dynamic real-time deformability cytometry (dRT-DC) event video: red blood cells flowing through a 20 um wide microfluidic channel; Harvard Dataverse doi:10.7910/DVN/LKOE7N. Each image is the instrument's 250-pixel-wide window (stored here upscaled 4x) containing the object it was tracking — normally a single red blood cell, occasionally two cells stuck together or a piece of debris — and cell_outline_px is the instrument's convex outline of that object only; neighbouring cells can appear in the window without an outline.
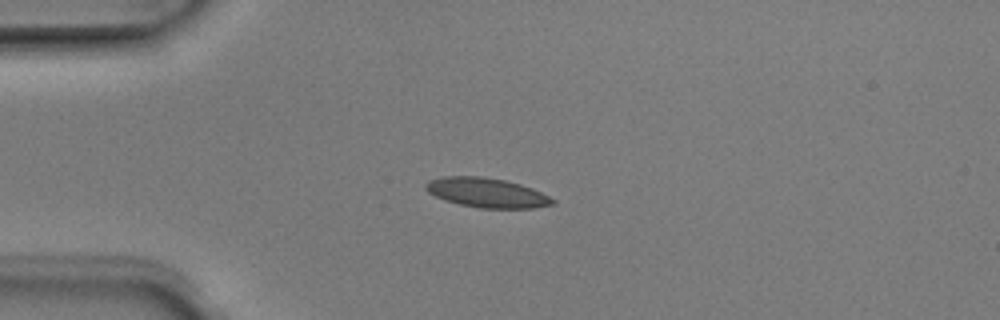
{"species": "Egyptian fruit bat (a non-hibernating species)", "species_latin": "Rousettus aegyptiacus", "temperature_condition": "room temperature", "stored_images_in_passage": 3, "camera_frame_rate_fps": 3000, "um_per_image_px": 0.085, "animal": {"sex": "male"}, "frame": {"image": 1, "passage_image": 1, "time_ms": 0.0, "image_size_px": [1000, 320], "cell_outline_px": [[556, 204], [532, 208], [480, 208], [460, 204], [444, 200], [428, 192], [424, 188], [424, 184], [428, 180], [444, 176], [480, 176], [504, 180], [520, 184], [532, 188], [556, 200]], "centroid_in_image_um": [41.36, 16.38], "position_along_channel_um": 43.6, "area_um2": 21.85}}
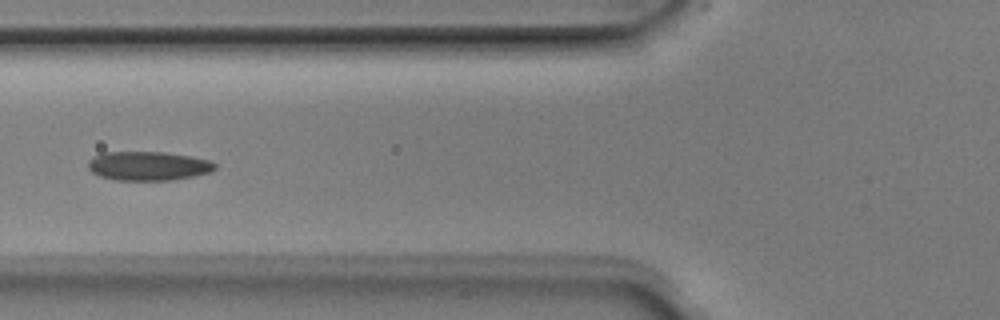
{"frame": {"image": 2, "passage_image": 3, "time_ms": 0.667, "image_size_px": [1000, 320], "cell_outline_px": [[216, 168], [212, 172], [172, 180], [116, 180], [100, 176], [92, 172], [88, 168], [88, 160], [92, 156], [104, 152], [164, 152], [192, 156], [208, 160], [216, 164]], "centroid_in_image_um": [12.59, 14.1], "position_along_channel_um": 113.2, "area_um2": 21.56}}